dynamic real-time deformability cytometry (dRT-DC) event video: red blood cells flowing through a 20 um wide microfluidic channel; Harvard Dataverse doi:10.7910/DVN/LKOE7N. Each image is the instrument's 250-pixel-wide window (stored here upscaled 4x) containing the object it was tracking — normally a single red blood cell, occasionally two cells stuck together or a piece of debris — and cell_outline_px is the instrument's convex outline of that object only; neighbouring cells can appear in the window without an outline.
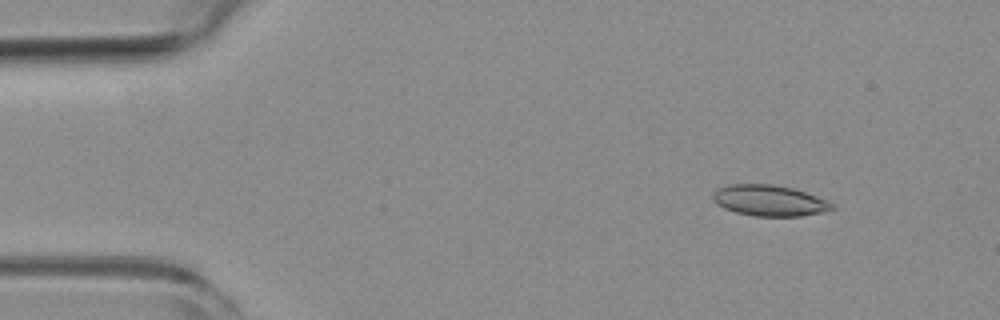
{"species": "common noctule bat (a hibernating species)", "species_latin": "Nyctalus noctula", "temperature_condition": "room temperature", "stored_images_in_passage": 53, "camera_frame_rate_fps": 3000, "um_per_image_px": 0.085, "animal": {"sex": "female", "body_mass_g": 19.3, "forearm_length_mm": 54.1}, "frame": {"image": 1, "passage_image": 6, "time_ms": 1.667, "image_size_px": [1000, 320], "cell_outline_px": [[836, 208], [820, 212], [800, 216], [756, 216], [736, 212], [724, 208], [712, 200], [712, 196], [720, 188], [728, 184], [772, 184], [792, 188], [828, 200], [836, 204]], "centroid_in_image_um": [65.42, 17.05], "position_along_channel_um": 19.6, "area_um2": 21.33}}
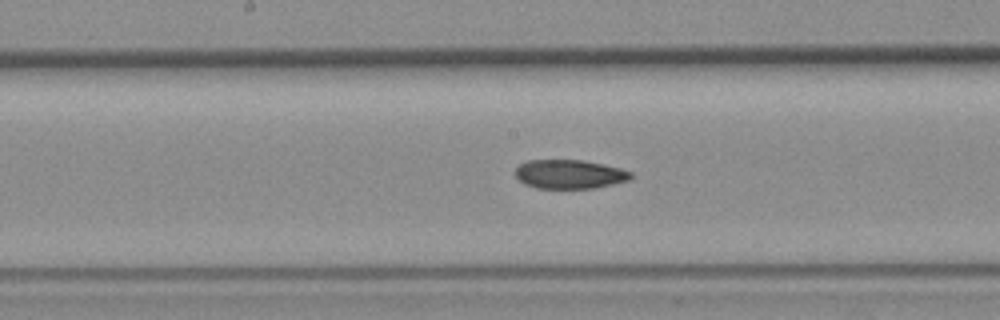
{"frame": {"image": 2, "passage_image": 27, "time_ms": 8.667, "image_size_px": [1000, 320], "cell_outline_px": [[632, 176], [628, 180], [596, 188], [536, 188], [524, 184], [516, 176], [516, 168], [520, 164], [528, 160], [584, 160], [604, 164], [620, 168], [632, 172]], "centroid_in_image_um": [48.41, 14.8], "position_along_channel_um": 199.8, "area_um2": 19.48}}
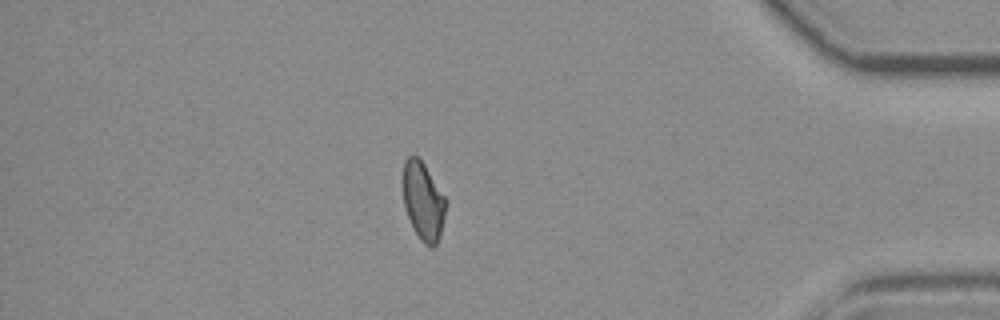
{"frame": {"image": 3, "passage_image": 46, "time_ms": 15.0, "image_size_px": [1000, 320], "cell_outline_px": [[444, 216], [440, 236], [436, 244], [432, 248], [424, 244], [420, 240], [412, 228], [404, 208], [404, 160], [408, 156], [416, 156], [424, 164], [444, 196]], "centroid_in_image_um": [35.95, 17.14], "position_along_channel_um": 399.3, "area_um2": 19.07}, "authors_computed_cell_mechanics": {"area_um2": 20.4612, "velocity_mm_per_s": 3.7987, "shape_relaxation_time_tau1_ms": null, "shape_relaxation_time_tau2_ms": 6.726, "deformation_change_tau1": null, "deformation_change_tau2": 0.1285}}